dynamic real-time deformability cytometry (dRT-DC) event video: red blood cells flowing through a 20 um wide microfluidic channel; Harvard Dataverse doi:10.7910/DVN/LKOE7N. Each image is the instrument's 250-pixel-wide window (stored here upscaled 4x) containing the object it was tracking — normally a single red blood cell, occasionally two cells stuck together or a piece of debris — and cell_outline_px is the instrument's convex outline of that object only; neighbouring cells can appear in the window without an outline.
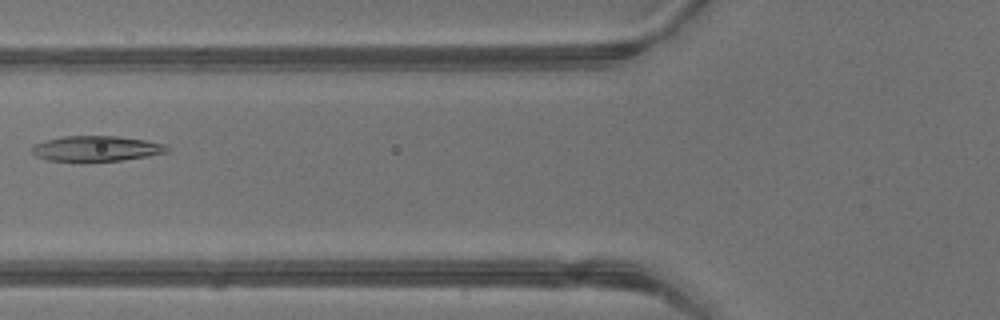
{"species": "common noctule bat (a hibernating species)", "species_latin": "Nyctalus noctula", "temperature_condition": "warm", "stored_images_in_passage": 4, "camera_frame_rate_fps": 3000, "um_per_image_px": 0.085, "animal": {"sex": "male", "body_mass_g": 13.3}, "frame": {"image": 1, "passage_image": 4, "time_ms": 1.0, "image_size_px": [1000, 320], "cell_outline_px": [[168, 152], [148, 156], [120, 160], [80, 164], [48, 160], [36, 156], [28, 148], [44, 140], [64, 136], [116, 136], [144, 140], [164, 144], [168, 148]], "centroid_in_image_um": [8.1, 12.67], "position_along_channel_um": 117.7, "area_um2": 20.63}}